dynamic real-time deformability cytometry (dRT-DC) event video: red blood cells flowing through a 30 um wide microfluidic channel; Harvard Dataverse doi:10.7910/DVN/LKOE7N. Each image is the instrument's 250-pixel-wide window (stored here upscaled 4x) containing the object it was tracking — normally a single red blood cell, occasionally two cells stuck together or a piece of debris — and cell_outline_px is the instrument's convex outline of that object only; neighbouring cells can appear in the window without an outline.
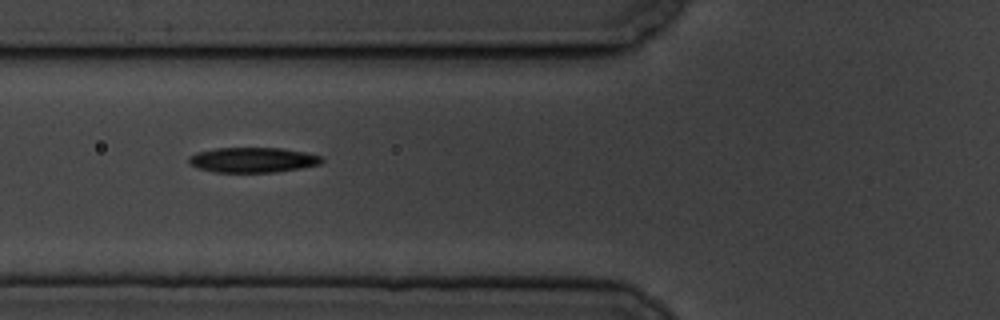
{"species": "common noctule bat (a hibernating species)", "species_latin": "Nyctalus noctula", "temperature_condition": "cold", "stored_images_in_passage": 3, "camera_frame_rate_fps": 3000, "um_per_image_px": 0.085, "animal": {"sex": "male", "body_mass_g": 19.5, "forearm_length_mm": 54.6}, "frame": {"image": 1, "passage_image": 2, "time_ms": 2.0, "image_size_px": [1000, 320], "cell_outline_px": [[324, 160], [320, 164], [300, 168], [276, 172], [216, 172], [200, 168], [192, 164], [188, 160], [188, 156], [196, 152], [216, 148], [284, 148], [324, 156]], "centroid_in_image_um": [21.53, 13.58], "position_along_channel_um": 104.3, "area_um2": 19.42}}
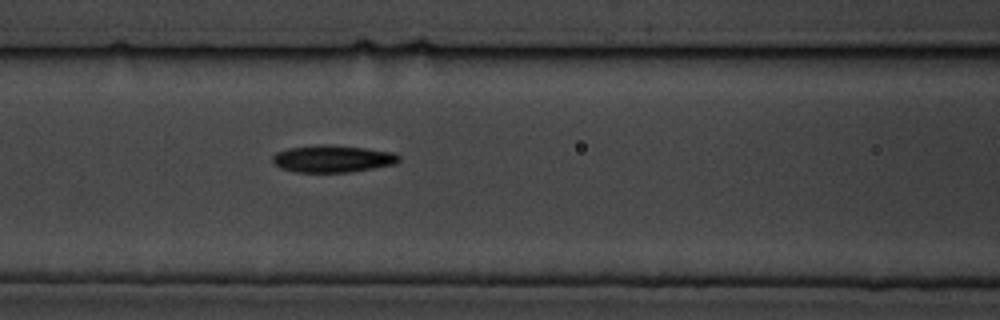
{"frame": {"image": 2, "passage_image": 3, "time_ms": 3.0, "image_size_px": [1000, 320], "cell_outline_px": [[400, 160], [396, 164], [348, 172], [296, 172], [280, 168], [272, 160], [272, 156], [276, 152], [288, 148], [320, 144], [328, 144], [368, 148], [392, 152], [400, 156]], "centroid_in_image_um": [28.27, 13.48], "position_along_channel_um": 138.3, "area_um2": 20.06}}